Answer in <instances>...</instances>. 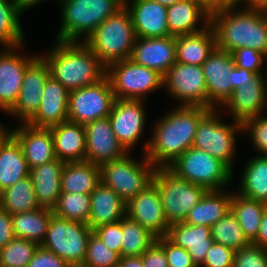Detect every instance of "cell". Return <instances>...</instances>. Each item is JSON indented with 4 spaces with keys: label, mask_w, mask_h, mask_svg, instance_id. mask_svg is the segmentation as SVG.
Wrapping results in <instances>:
<instances>
[{
    "label": "cell",
    "mask_w": 267,
    "mask_h": 267,
    "mask_svg": "<svg viewBox=\"0 0 267 267\" xmlns=\"http://www.w3.org/2000/svg\"><path fill=\"white\" fill-rule=\"evenodd\" d=\"M211 109L201 106H177L156 120L150 139L144 143L145 156L156 168H168L193 146L199 121Z\"/></svg>",
    "instance_id": "6da1fadb"
},
{
    "label": "cell",
    "mask_w": 267,
    "mask_h": 267,
    "mask_svg": "<svg viewBox=\"0 0 267 267\" xmlns=\"http://www.w3.org/2000/svg\"><path fill=\"white\" fill-rule=\"evenodd\" d=\"M210 25L218 49L232 53L238 48H251L267 57V16L264 10L238 7L233 3L212 15Z\"/></svg>",
    "instance_id": "7a4b0ae2"
},
{
    "label": "cell",
    "mask_w": 267,
    "mask_h": 267,
    "mask_svg": "<svg viewBox=\"0 0 267 267\" xmlns=\"http://www.w3.org/2000/svg\"><path fill=\"white\" fill-rule=\"evenodd\" d=\"M45 53L41 56L48 63L50 75L69 91L93 85L106 77L107 67L84 42L55 40Z\"/></svg>",
    "instance_id": "3957f363"
},
{
    "label": "cell",
    "mask_w": 267,
    "mask_h": 267,
    "mask_svg": "<svg viewBox=\"0 0 267 267\" xmlns=\"http://www.w3.org/2000/svg\"><path fill=\"white\" fill-rule=\"evenodd\" d=\"M61 25L56 39L84 42L108 17L124 6V0H60Z\"/></svg>",
    "instance_id": "277c9868"
},
{
    "label": "cell",
    "mask_w": 267,
    "mask_h": 267,
    "mask_svg": "<svg viewBox=\"0 0 267 267\" xmlns=\"http://www.w3.org/2000/svg\"><path fill=\"white\" fill-rule=\"evenodd\" d=\"M136 38L131 14L124 5L101 23L84 43L108 67L130 58Z\"/></svg>",
    "instance_id": "5b68a950"
},
{
    "label": "cell",
    "mask_w": 267,
    "mask_h": 267,
    "mask_svg": "<svg viewBox=\"0 0 267 267\" xmlns=\"http://www.w3.org/2000/svg\"><path fill=\"white\" fill-rule=\"evenodd\" d=\"M152 183L157 187L168 225L184 222L202 200L206 188L179 178L169 168H156Z\"/></svg>",
    "instance_id": "8992f818"
},
{
    "label": "cell",
    "mask_w": 267,
    "mask_h": 267,
    "mask_svg": "<svg viewBox=\"0 0 267 267\" xmlns=\"http://www.w3.org/2000/svg\"><path fill=\"white\" fill-rule=\"evenodd\" d=\"M218 110H210L199 121L193 147L221 160L234 172L236 141L237 136L243 133V125L233 119L231 123L223 122Z\"/></svg>",
    "instance_id": "52a82bcc"
},
{
    "label": "cell",
    "mask_w": 267,
    "mask_h": 267,
    "mask_svg": "<svg viewBox=\"0 0 267 267\" xmlns=\"http://www.w3.org/2000/svg\"><path fill=\"white\" fill-rule=\"evenodd\" d=\"M141 161L130 153L124 157L100 165L101 182L114 190L126 203L153 180L156 167L143 153Z\"/></svg>",
    "instance_id": "ba28073f"
},
{
    "label": "cell",
    "mask_w": 267,
    "mask_h": 267,
    "mask_svg": "<svg viewBox=\"0 0 267 267\" xmlns=\"http://www.w3.org/2000/svg\"><path fill=\"white\" fill-rule=\"evenodd\" d=\"M168 168L179 178L207 190L229 188L234 175V172L224 162L193 146Z\"/></svg>",
    "instance_id": "9c48e42d"
},
{
    "label": "cell",
    "mask_w": 267,
    "mask_h": 267,
    "mask_svg": "<svg viewBox=\"0 0 267 267\" xmlns=\"http://www.w3.org/2000/svg\"><path fill=\"white\" fill-rule=\"evenodd\" d=\"M93 230L88 224L52 215L40 246L52 251L70 267H82Z\"/></svg>",
    "instance_id": "30bf717a"
},
{
    "label": "cell",
    "mask_w": 267,
    "mask_h": 267,
    "mask_svg": "<svg viewBox=\"0 0 267 267\" xmlns=\"http://www.w3.org/2000/svg\"><path fill=\"white\" fill-rule=\"evenodd\" d=\"M115 99L145 100L146 95L163 89V76L157 71L134 63L130 58L107 67Z\"/></svg>",
    "instance_id": "8fae6325"
},
{
    "label": "cell",
    "mask_w": 267,
    "mask_h": 267,
    "mask_svg": "<svg viewBox=\"0 0 267 267\" xmlns=\"http://www.w3.org/2000/svg\"><path fill=\"white\" fill-rule=\"evenodd\" d=\"M115 100L109 78L71 90L68 102V120L86 125L97 119L109 117Z\"/></svg>",
    "instance_id": "7c38bea8"
},
{
    "label": "cell",
    "mask_w": 267,
    "mask_h": 267,
    "mask_svg": "<svg viewBox=\"0 0 267 267\" xmlns=\"http://www.w3.org/2000/svg\"><path fill=\"white\" fill-rule=\"evenodd\" d=\"M166 89L178 106L208 108V92L202 66L176 62L163 76Z\"/></svg>",
    "instance_id": "4fadbf2b"
},
{
    "label": "cell",
    "mask_w": 267,
    "mask_h": 267,
    "mask_svg": "<svg viewBox=\"0 0 267 267\" xmlns=\"http://www.w3.org/2000/svg\"><path fill=\"white\" fill-rule=\"evenodd\" d=\"M24 45L0 49V111L6 115L16 103L27 66L39 55L21 54Z\"/></svg>",
    "instance_id": "5bb4252c"
},
{
    "label": "cell",
    "mask_w": 267,
    "mask_h": 267,
    "mask_svg": "<svg viewBox=\"0 0 267 267\" xmlns=\"http://www.w3.org/2000/svg\"><path fill=\"white\" fill-rule=\"evenodd\" d=\"M144 101L115 99L109 114L113 132L128 153L144 134L147 118Z\"/></svg>",
    "instance_id": "9a60e30c"
},
{
    "label": "cell",
    "mask_w": 267,
    "mask_h": 267,
    "mask_svg": "<svg viewBox=\"0 0 267 267\" xmlns=\"http://www.w3.org/2000/svg\"><path fill=\"white\" fill-rule=\"evenodd\" d=\"M201 66L208 92V109H219L234 91L233 56L216 47Z\"/></svg>",
    "instance_id": "2e32d148"
},
{
    "label": "cell",
    "mask_w": 267,
    "mask_h": 267,
    "mask_svg": "<svg viewBox=\"0 0 267 267\" xmlns=\"http://www.w3.org/2000/svg\"><path fill=\"white\" fill-rule=\"evenodd\" d=\"M50 69L45 59L38 55L26 68L14 107L7 113L27 124L38 112L41 96Z\"/></svg>",
    "instance_id": "e0dca14e"
},
{
    "label": "cell",
    "mask_w": 267,
    "mask_h": 267,
    "mask_svg": "<svg viewBox=\"0 0 267 267\" xmlns=\"http://www.w3.org/2000/svg\"><path fill=\"white\" fill-rule=\"evenodd\" d=\"M266 75L257 74L245 85H240L219 109L229 111L232 119L241 124L267 112Z\"/></svg>",
    "instance_id": "ac0fdd59"
},
{
    "label": "cell",
    "mask_w": 267,
    "mask_h": 267,
    "mask_svg": "<svg viewBox=\"0 0 267 267\" xmlns=\"http://www.w3.org/2000/svg\"><path fill=\"white\" fill-rule=\"evenodd\" d=\"M126 216L138 222L156 238L169 229L157 187L151 183L126 203Z\"/></svg>",
    "instance_id": "d6986e66"
},
{
    "label": "cell",
    "mask_w": 267,
    "mask_h": 267,
    "mask_svg": "<svg viewBox=\"0 0 267 267\" xmlns=\"http://www.w3.org/2000/svg\"><path fill=\"white\" fill-rule=\"evenodd\" d=\"M86 132L85 161L95 165L118 160L128 152L115 136L109 117L84 125Z\"/></svg>",
    "instance_id": "ffe728a7"
},
{
    "label": "cell",
    "mask_w": 267,
    "mask_h": 267,
    "mask_svg": "<svg viewBox=\"0 0 267 267\" xmlns=\"http://www.w3.org/2000/svg\"><path fill=\"white\" fill-rule=\"evenodd\" d=\"M130 59L164 76L176 63V36L136 38Z\"/></svg>",
    "instance_id": "44dd1931"
},
{
    "label": "cell",
    "mask_w": 267,
    "mask_h": 267,
    "mask_svg": "<svg viewBox=\"0 0 267 267\" xmlns=\"http://www.w3.org/2000/svg\"><path fill=\"white\" fill-rule=\"evenodd\" d=\"M124 5L131 14L136 37L171 35L167 24V7L153 0H124Z\"/></svg>",
    "instance_id": "7402d4cb"
},
{
    "label": "cell",
    "mask_w": 267,
    "mask_h": 267,
    "mask_svg": "<svg viewBox=\"0 0 267 267\" xmlns=\"http://www.w3.org/2000/svg\"><path fill=\"white\" fill-rule=\"evenodd\" d=\"M69 93L67 88L50 75L43 88L38 112L27 124L50 128L67 121Z\"/></svg>",
    "instance_id": "603a6c76"
},
{
    "label": "cell",
    "mask_w": 267,
    "mask_h": 267,
    "mask_svg": "<svg viewBox=\"0 0 267 267\" xmlns=\"http://www.w3.org/2000/svg\"><path fill=\"white\" fill-rule=\"evenodd\" d=\"M11 135L20 144L29 169L56 159L50 128L20 124L12 129Z\"/></svg>",
    "instance_id": "cb8c5ba5"
},
{
    "label": "cell",
    "mask_w": 267,
    "mask_h": 267,
    "mask_svg": "<svg viewBox=\"0 0 267 267\" xmlns=\"http://www.w3.org/2000/svg\"><path fill=\"white\" fill-rule=\"evenodd\" d=\"M166 238L175 246L187 250L197 267L203 264L207 251L214 242L211 238V227L185 222L170 225Z\"/></svg>",
    "instance_id": "d4e9b609"
},
{
    "label": "cell",
    "mask_w": 267,
    "mask_h": 267,
    "mask_svg": "<svg viewBox=\"0 0 267 267\" xmlns=\"http://www.w3.org/2000/svg\"><path fill=\"white\" fill-rule=\"evenodd\" d=\"M54 139V152L63 162H82L86 155V132L84 125L64 121L50 127Z\"/></svg>",
    "instance_id": "484cf974"
},
{
    "label": "cell",
    "mask_w": 267,
    "mask_h": 267,
    "mask_svg": "<svg viewBox=\"0 0 267 267\" xmlns=\"http://www.w3.org/2000/svg\"><path fill=\"white\" fill-rule=\"evenodd\" d=\"M90 199L91 208L87 224L92 230L104 224L119 222L126 216V202L102 182L91 193Z\"/></svg>",
    "instance_id": "4316f807"
},
{
    "label": "cell",
    "mask_w": 267,
    "mask_h": 267,
    "mask_svg": "<svg viewBox=\"0 0 267 267\" xmlns=\"http://www.w3.org/2000/svg\"><path fill=\"white\" fill-rule=\"evenodd\" d=\"M167 24L172 36L193 34L210 25V16L194 0H180L167 7Z\"/></svg>",
    "instance_id": "83f0119b"
},
{
    "label": "cell",
    "mask_w": 267,
    "mask_h": 267,
    "mask_svg": "<svg viewBox=\"0 0 267 267\" xmlns=\"http://www.w3.org/2000/svg\"><path fill=\"white\" fill-rule=\"evenodd\" d=\"M65 162L54 159L30 169L36 198L40 207L50 208L56 205L61 194V175Z\"/></svg>",
    "instance_id": "f1b7e54d"
},
{
    "label": "cell",
    "mask_w": 267,
    "mask_h": 267,
    "mask_svg": "<svg viewBox=\"0 0 267 267\" xmlns=\"http://www.w3.org/2000/svg\"><path fill=\"white\" fill-rule=\"evenodd\" d=\"M233 189L208 190L188 213L185 223L211 227L231 210Z\"/></svg>",
    "instance_id": "f546056e"
},
{
    "label": "cell",
    "mask_w": 267,
    "mask_h": 267,
    "mask_svg": "<svg viewBox=\"0 0 267 267\" xmlns=\"http://www.w3.org/2000/svg\"><path fill=\"white\" fill-rule=\"evenodd\" d=\"M216 47V37L211 25L197 33L178 35L176 62L201 66Z\"/></svg>",
    "instance_id": "4dcf8cb0"
},
{
    "label": "cell",
    "mask_w": 267,
    "mask_h": 267,
    "mask_svg": "<svg viewBox=\"0 0 267 267\" xmlns=\"http://www.w3.org/2000/svg\"><path fill=\"white\" fill-rule=\"evenodd\" d=\"M30 169L18 141L10 135L0 146V193L29 176Z\"/></svg>",
    "instance_id": "1f68e13d"
},
{
    "label": "cell",
    "mask_w": 267,
    "mask_h": 267,
    "mask_svg": "<svg viewBox=\"0 0 267 267\" xmlns=\"http://www.w3.org/2000/svg\"><path fill=\"white\" fill-rule=\"evenodd\" d=\"M100 182L99 165L87 161L65 162L61 175V192L91 195Z\"/></svg>",
    "instance_id": "d6a6232c"
},
{
    "label": "cell",
    "mask_w": 267,
    "mask_h": 267,
    "mask_svg": "<svg viewBox=\"0 0 267 267\" xmlns=\"http://www.w3.org/2000/svg\"><path fill=\"white\" fill-rule=\"evenodd\" d=\"M245 164L236 192L267 204V155H255Z\"/></svg>",
    "instance_id": "836d02e7"
},
{
    "label": "cell",
    "mask_w": 267,
    "mask_h": 267,
    "mask_svg": "<svg viewBox=\"0 0 267 267\" xmlns=\"http://www.w3.org/2000/svg\"><path fill=\"white\" fill-rule=\"evenodd\" d=\"M53 214L52 209L44 207L12 214L14 237L35 242L40 246Z\"/></svg>",
    "instance_id": "e575fe53"
},
{
    "label": "cell",
    "mask_w": 267,
    "mask_h": 267,
    "mask_svg": "<svg viewBox=\"0 0 267 267\" xmlns=\"http://www.w3.org/2000/svg\"><path fill=\"white\" fill-rule=\"evenodd\" d=\"M267 204L232 192L231 211L236 216L244 235L252 242L258 232L264 208Z\"/></svg>",
    "instance_id": "d590c367"
},
{
    "label": "cell",
    "mask_w": 267,
    "mask_h": 267,
    "mask_svg": "<svg viewBox=\"0 0 267 267\" xmlns=\"http://www.w3.org/2000/svg\"><path fill=\"white\" fill-rule=\"evenodd\" d=\"M0 207L11 215L41 208L31 177L27 176L2 191L0 193Z\"/></svg>",
    "instance_id": "8d00e7d4"
},
{
    "label": "cell",
    "mask_w": 267,
    "mask_h": 267,
    "mask_svg": "<svg viewBox=\"0 0 267 267\" xmlns=\"http://www.w3.org/2000/svg\"><path fill=\"white\" fill-rule=\"evenodd\" d=\"M22 13L16 0H0V47L24 44Z\"/></svg>",
    "instance_id": "74e56055"
},
{
    "label": "cell",
    "mask_w": 267,
    "mask_h": 267,
    "mask_svg": "<svg viewBox=\"0 0 267 267\" xmlns=\"http://www.w3.org/2000/svg\"><path fill=\"white\" fill-rule=\"evenodd\" d=\"M156 237L141 224L125 216L122 219L121 257H139L154 243Z\"/></svg>",
    "instance_id": "f35d334b"
},
{
    "label": "cell",
    "mask_w": 267,
    "mask_h": 267,
    "mask_svg": "<svg viewBox=\"0 0 267 267\" xmlns=\"http://www.w3.org/2000/svg\"><path fill=\"white\" fill-rule=\"evenodd\" d=\"M211 238L214 242L230 247L234 251L251 244L231 210L211 226Z\"/></svg>",
    "instance_id": "ab89813d"
},
{
    "label": "cell",
    "mask_w": 267,
    "mask_h": 267,
    "mask_svg": "<svg viewBox=\"0 0 267 267\" xmlns=\"http://www.w3.org/2000/svg\"><path fill=\"white\" fill-rule=\"evenodd\" d=\"M90 208V194L61 192L52 211L60 218L87 224Z\"/></svg>",
    "instance_id": "60d3db41"
},
{
    "label": "cell",
    "mask_w": 267,
    "mask_h": 267,
    "mask_svg": "<svg viewBox=\"0 0 267 267\" xmlns=\"http://www.w3.org/2000/svg\"><path fill=\"white\" fill-rule=\"evenodd\" d=\"M39 245L14 237L0 249V267H27Z\"/></svg>",
    "instance_id": "b9f144b4"
},
{
    "label": "cell",
    "mask_w": 267,
    "mask_h": 267,
    "mask_svg": "<svg viewBox=\"0 0 267 267\" xmlns=\"http://www.w3.org/2000/svg\"><path fill=\"white\" fill-rule=\"evenodd\" d=\"M119 260L120 256L92 232L82 267H117Z\"/></svg>",
    "instance_id": "7bdbcfd3"
},
{
    "label": "cell",
    "mask_w": 267,
    "mask_h": 267,
    "mask_svg": "<svg viewBox=\"0 0 267 267\" xmlns=\"http://www.w3.org/2000/svg\"><path fill=\"white\" fill-rule=\"evenodd\" d=\"M242 125L243 134L248 133L257 155H267V113L252 117Z\"/></svg>",
    "instance_id": "ee69618b"
},
{
    "label": "cell",
    "mask_w": 267,
    "mask_h": 267,
    "mask_svg": "<svg viewBox=\"0 0 267 267\" xmlns=\"http://www.w3.org/2000/svg\"><path fill=\"white\" fill-rule=\"evenodd\" d=\"M231 54L236 67L244 68L256 74H265L262 69L265 70L263 66L267 57L263 53L251 48H238Z\"/></svg>",
    "instance_id": "f6af8a7d"
},
{
    "label": "cell",
    "mask_w": 267,
    "mask_h": 267,
    "mask_svg": "<svg viewBox=\"0 0 267 267\" xmlns=\"http://www.w3.org/2000/svg\"><path fill=\"white\" fill-rule=\"evenodd\" d=\"M232 267H267V249L250 244L235 251Z\"/></svg>",
    "instance_id": "bcb514c9"
},
{
    "label": "cell",
    "mask_w": 267,
    "mask_h": 267,
    "mask_svg": "<svg viewBox=\"0 0 267 267\" xmlns=\"http://www.w3.org/2000/svg\"><path fill=\"white\" fill-rule=\"evenodd\" d=\"M156 241L164 248L169 267H197L184 248L175 246L166 237L156 238Z\"/></svg>",
    "instance_id": "7dc6e473"
},
{
    "label": "cell",
    "mask_w": 267,
    "mask_h": 267,
    "mask_svg": "<svg viewBox=\"0 0 267 267\" xmlns=\"http://www.w3.org/2000/svg\"><path fill=\"white\" fill-rule=\"evenodd\" d=\"M93 233L99 237L109 249L121 257L122 247V220L113 224H104L93 229Z\"/></svg>",
    "instance_id": "c3c4849f"
},
{
    "label": "cell",
    "mask_w": 267,
    "mask_h": 267,
    "mask_svg": "<svg viewBox=\"0 0 267 267\" xmlns=\"http://www.w3.org/2000/svg\"><path fill=\"white\" fill-rule=\"evenodd\" d=\"M234 253L230 247L213 242L200 267H232Z\"/></svg>",
    "instance_id": "681fc988"
},
{
    "label": "cell",
    "mask_w": 267,
    "mask_h": 267,
    "mask_svg": "<svg viewBox=\"0 0 267 267\" xmlns=\"http://www.w3.org/2000/svg\"><path fill=\"white\" fill-rule=\"evenodd\" d=\"M27 267H70L55 253L39 246Z\"/></svg>",
    "instance_id": "f907efd6"
},
{
    "label": "cell",
    "mask_w": 267,
    "mask_h": 267,
    "mask_svg": "<svg viewBox=\"0 0 267 267\" xmlns=\"http://www.w3.org/2000/svg\"><path fill=\"white\" fill-rule=\"evenodd\" d=\"M141 258L143 267H169L164 248L156 240Z\"/></svg>",
    "instance_id": "816d5d0a"
},
{
    "label": "cell",
    "mask_w": 267,
    "mask_h": 267,
    "mask_svg": "<svg viewBox=\"0 0 267 267\" xmlns=\"http://www.w3.org/2000/svg\"><path fill=\"white\" fill-rule=\"evenodd\" d=\"M14 238L12 215L0 207V249Z\"/></svg>",
    "instance_id": "f5cc1de1"
},
{
    "label": "cell",
    "mask_w": 267,
    "mask_h": 267,
    "mask_svg": "<svg viewBox=\"0 0 267 267\" xmlns=\"http://www.w3.org/2000/svg\"><path fill=\"white\" fill-rule=\"evenodd\" d=\"M210 17L226 9L234 0H194Z\"/></svg>",
    "instance_id": "db71d44e"
},
{
    "label": "cell",
    "mask_w": 267,
    "mask_h": 267,
    "mask_svg": "<svg viewBox=\"0 0 267 267\" xmlns=\"http://www.w3.org/2000/svg\"><path fill=\"white\" fill-rule=\"evenodd\" d=\"M251 244L267 249V205L261 218L259 232Z\"/></svg>",
    "instance_id": "11a10c76"
},
{
    "label": "cell",
    "mask_w": 267,
    "mask_h": 267,
    "mask_svg": "<svg viewBox=\"0 0 267 267\" xmlns=\"http://www.w3.org/2000/svg\"><path fill=\"white\" fill-rule=\"evenodd\" d=\"M257 74L250 72L241 67H234V83H232V89L239 88L240 85H245L247 82L252 80Z\"/></svg>",
    "instance_id": "9f6ffc18"
},
{
    "label": "cell",
    "mask_w": 267,
    "mask_h": 267,
    "mask_svg": "<svg viewBox=\"0 0 267 267\" xmlns=\"http://www.w3.org/2000/svg\"><path fill=\"white\" fill-rule=\"evenodd\" d=\"M244 2V8H253L265 10L267 8V0H234V4L241 5Z\"/></svg>",
    "instance_id": "6f0895ef"
},
{
    "label": "cell",
    "mask_w": 267,
    "mask_h": 267,
    "mask_svg": "<svg viewBox=\"0 0 267 267\" xmlns=\"http://www.w3.org/2000/svg\"><path fill=\"white\" fill-rule=\"evenodd\" d=\"M117 267H143L142 258L139 257H120Z\"/></svg>",
    "instance_id": "680465c9"
},
{
    "label": "cell",
    "mask_w": 267,
    "mask_h": 267,
    "mask_svg": "<svg viewBox=\"0 0 267 267\" xmlns=\"http://www.w3.org/2000/svg\"><path fill=\"white\" fill-rule=\"evenodd\" d=\"M20 6V9L24 12H26L28 9H31L37 5H39V3H41V1H46V0H16ZM55 1V0H54ZM57 2H59L60 0H56Z\"/></svg>",
    "instance_id": "91938a15"
},
{
    "label": "cell",
    "mask_w": 267,
    "mask_h": 267,
    "mask_svg": "<svg viewBox=\"0 0 267 267\" xmlns=\"http://www.w3.org/2000/svg\"><path fill=\"white\" fill-rule=\"evenodd\" d=\"M12 128L6 127L5 124L0 122V146L6 141V139L11 135Z\"/></svg>",
    "instance_id": "94428289"
},
{
    "label": "cell",
    "mask_w": 267,
    "mask_h": 267,
    "mask_svg": "<svg viewBox=\"0 0 267 267\" xmlns=\"http://www.w3.org/2000/svg\"><path fill=\"white\" fill-rule=\"evenodd\" d=\"M161 4L162 6L169 7L172 6L173 4L179 2L180 0H153Z\"/></svg>",
    "instance_id": "6125c7cd"
}]
</instances>
